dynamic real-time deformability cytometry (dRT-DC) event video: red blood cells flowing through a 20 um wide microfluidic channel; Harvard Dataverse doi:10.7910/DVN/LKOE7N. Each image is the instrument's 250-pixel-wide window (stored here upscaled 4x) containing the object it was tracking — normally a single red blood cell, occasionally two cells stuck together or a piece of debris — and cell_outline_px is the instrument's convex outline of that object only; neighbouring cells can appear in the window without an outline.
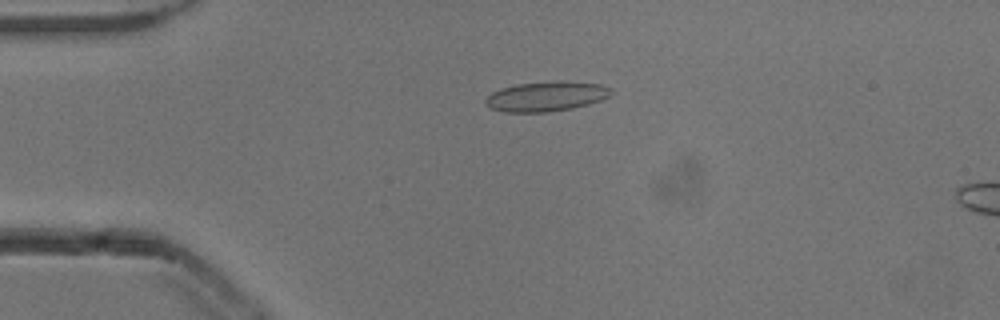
{"species": "common noctule bat (a hibernating species)", "species_latin": "Nyctalus noctula", "temperature_condition": "cold", "stored_images_in_passage": 16, "camera_frame_rate_fps": 3000, "um_per_image_px": 0.085, "animal": {"sex": "male", "body_mass_g": 13.3}, "frame": {"image": 1, "passage_image": 12, "time_ms": 3.667, "image_size_px": [1000, 320], "cell_outline_px": [[612, 92], [608, 96], [600, 100], [588, 104], [572, 108], [548, 112], [504, 112], [488, 108], [484, 100], [492, 92], [500, 88], [516, 84], [560, 80], [564, 80], [600, 84], [612, 88]], "centroid_in_image_um": [46.41, 8.18], "position_along_channel_um": 38.6, "area_um2": 22.02}}